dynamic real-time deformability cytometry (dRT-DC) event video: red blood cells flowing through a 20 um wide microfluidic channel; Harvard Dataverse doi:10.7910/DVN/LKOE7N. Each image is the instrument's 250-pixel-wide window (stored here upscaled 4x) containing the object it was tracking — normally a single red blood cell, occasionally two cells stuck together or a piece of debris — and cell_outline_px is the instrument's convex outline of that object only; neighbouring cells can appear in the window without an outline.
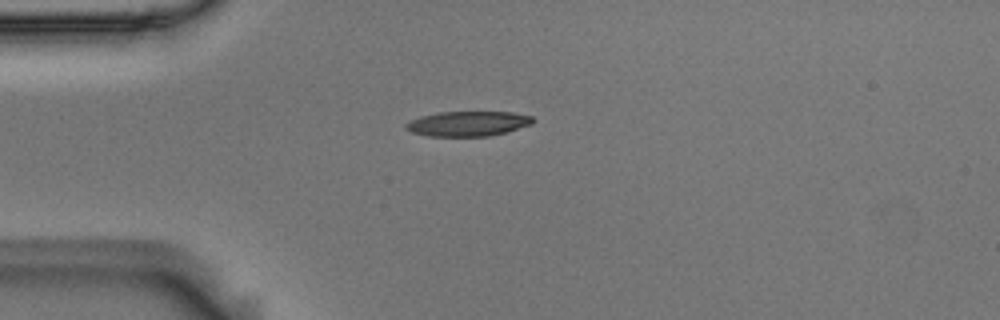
{"species": "Egyptian fruit bat (a non-hibernating species)", "species_latin": "Rousettus aegyptiacus", "temperature_condition": "room temperature", "stored_images_in_passage": 41, "camera_frame_rate_fps": 3000, "um_per_image_px": 0.085, "animal": {"sex": "male"}, "frame": {"image": 1, "passage_image": 1, "time_ms": 0.0, "image_size_px": [1000, 320], "cell_outline_px": [[536, 120], [532, 124], [508, 132], [488, 136], [428, 136], [412, 132], [404, 128], [404, 124], [420, 116], [440, 112], [512, 112], [532, 116]], "centroid_in_image_um": [39.8, 10.51], "position_along_channel_um": 45.2, "area_um2": 18.55}}
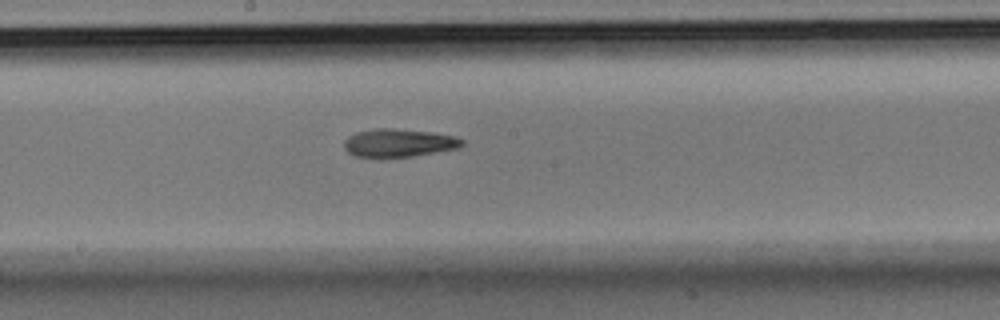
{"frame": {"image": 2, "passage_image": 16, "time_ms": 5.0, "image_size_px": [1000, 320], "cell_outline_px": [[464, 144], [460, 148], [412, 156], [380, 160], [356, 156], [348, 152], [344, 148], [344, 140], [348, 136], [356, 132], [376, 128], [392, 128], [432, 132], [452, 136], [464, 140]], "centroid_in_image_um": [33.84, 12.18], "position_along_channel_um": 214.4, "area_um2": 19.88}}
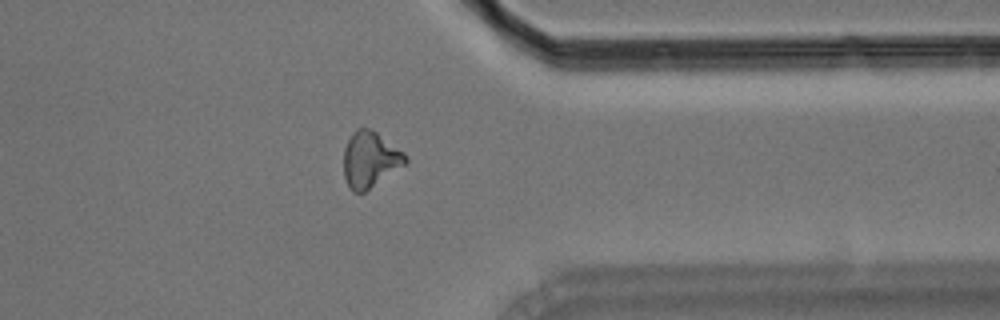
{"frame": {"image": 3, "passage_image": 30, "time_ms": 9.667, "image_size_px": [1000, 320], "cell_outline_px": [[408, 160], [404, 164], [364, 192], [352, 192], [348, 188], [344, 176], [344, 148], [352, 132], [356, 128], [368, 128], [376, 132], [404, 152], [408, 156]], "centroid_in_image_um": [31.43, 13.55], "position_along_channel_um": 380.0, "area_um2": 19.88}, "authors_computed_cell_mechanics": {"area_um2": 19.2474, "velocity_mm_per_s": 3.708, "shape_relaxation_time_tau1_ms": 8.617, "shape_relaxation_time_tau2_ms": null, "deformation_change_tau1": 0.2228, "deformation_change_tau2": null}}